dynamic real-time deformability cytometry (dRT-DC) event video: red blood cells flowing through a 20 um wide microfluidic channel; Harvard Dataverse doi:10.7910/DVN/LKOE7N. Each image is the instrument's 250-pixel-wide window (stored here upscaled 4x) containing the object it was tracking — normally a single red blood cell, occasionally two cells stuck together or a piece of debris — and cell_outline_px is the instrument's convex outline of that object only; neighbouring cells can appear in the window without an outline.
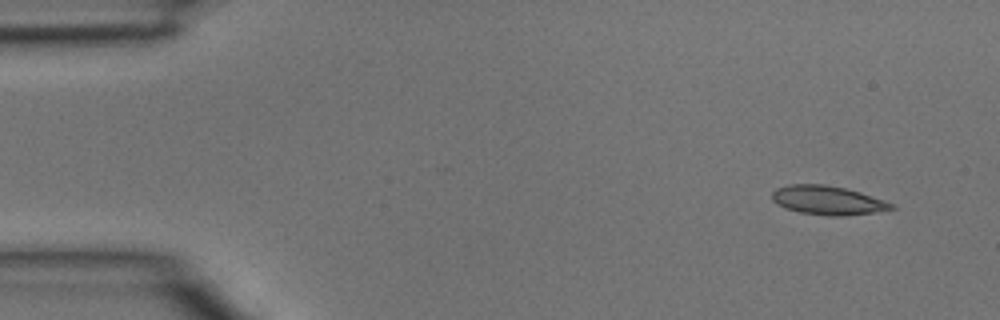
{"species": "common noctule bat (a hibernating species)", "species_latin": "Nyctalus noctula", "temperature_condition": "room temperature", "stored_images_in_passage": 3, "camera_frame_rate_fps": 3000, "um_per_image_px": 0.085, "animal": {"sex": "male", "body_mass_g": 15.6}, "frame": {"image": 1, "passage_image": 1, "time_ms": 0.0, "image_size_px": [1000, 320], "cell_outline_px": [[896, 208], [872, 212], [844, 216], [828, 216], [800, 212], [784, 208], [772, 200], [772, 192], [776, 188], [788, 184], [824, 184], [844, 188], [860, 192], [884, 200], [892, 204]], "centroid_in_image_um": [70.31, 17.02], "position_along_channel_um": 14.7, "area_um2": 20.0}}